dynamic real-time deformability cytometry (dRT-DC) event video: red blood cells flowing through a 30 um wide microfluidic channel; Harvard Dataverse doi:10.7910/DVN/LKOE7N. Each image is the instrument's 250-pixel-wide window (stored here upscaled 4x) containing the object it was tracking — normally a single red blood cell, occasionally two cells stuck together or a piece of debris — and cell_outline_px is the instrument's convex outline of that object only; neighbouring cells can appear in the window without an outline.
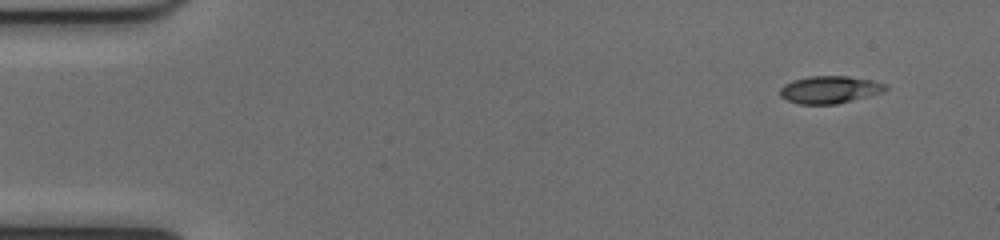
{"species": "common noctule bat (a hibernating species)", "species_latin": "Nyctalus noctula", "temperature_condition": "cold", "stored_images_in_passage": 48, "camera_frame_rate_fps": 3000, "um_per_image_px": 0.085, "animal": {"sex": "female", "body_mass_g": 17.0, "forearm_length_mm": 48.0}, "frame": {"image": 1, "passage_image": 1, "time_ms": 0.0, "image_size_px": [1000, 240], "cell_outline_px": [[888, 88], [884, 92], [836, 104], [800, 104], [788, 100], [780, 96], [780, 88], [784, 84], [792, 80], [808, 76], [848, 76], [872, 80], [888, 84]], "centroid_in_image_um": [70.54, 7.61], "position_along_channel_um": 14.5, "area_um2": 16.94}}
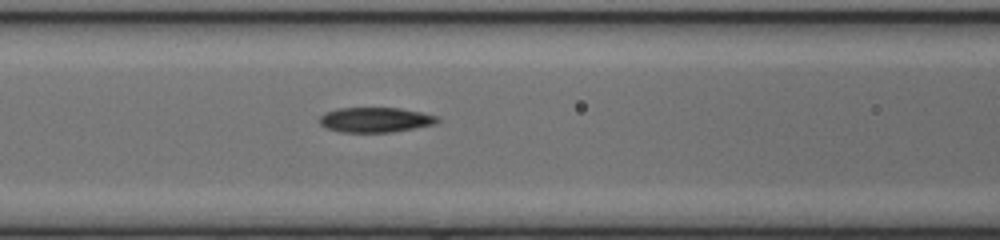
{"frame": {"image": 2, "passage_image": 19, "time_ms": 6.0, "image_size_px": [1000, 240], "cell_outline_px": [[440, 120], [436, 124], [392, 132], [340, 132], [324, 128], [320, 124], [320, 116], [324, 112], [336, 108], [400, 108], [440, 116]], "centroid_in_image_um": [31.9, 10.18], "position_along_channel_um": 134.7, "area_um2": 17.34}}
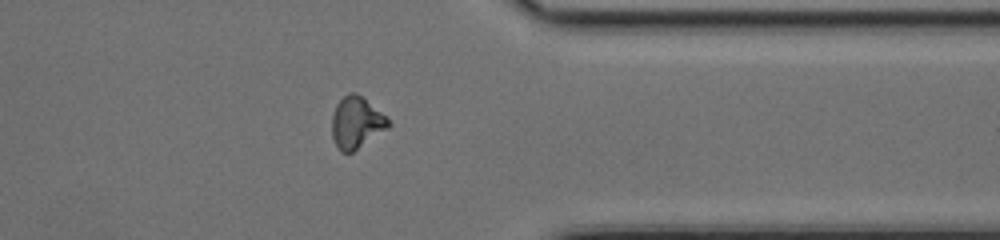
{"frame": {"image": 3, "passage_image": 38, "time_ms": 12.333, "image_size_px": [1000, 240], "cell_outline_px": [[392, 124], [388, 128], [352, 152], [340, 152], [336, 148], [332, 136], [332, 116], [336, 104], [348, 92], [356, 92], [380, 112]], "centroid_in_image_um": [30.26, 10.43], "position_along_channel_um": 381.1, "area_um2": 16.76}, "authors_computed_cell_mechanics": {"area_um2": 16.8776, "velocity_mm_per_s": 4.0382, "shape_relaxation_time_tau1_ms": null, "shape_relaxation_time_tau2_ms": 4.1515, "deformation_change_tau1": null, "deformation_change_tau2": 0.1093}}